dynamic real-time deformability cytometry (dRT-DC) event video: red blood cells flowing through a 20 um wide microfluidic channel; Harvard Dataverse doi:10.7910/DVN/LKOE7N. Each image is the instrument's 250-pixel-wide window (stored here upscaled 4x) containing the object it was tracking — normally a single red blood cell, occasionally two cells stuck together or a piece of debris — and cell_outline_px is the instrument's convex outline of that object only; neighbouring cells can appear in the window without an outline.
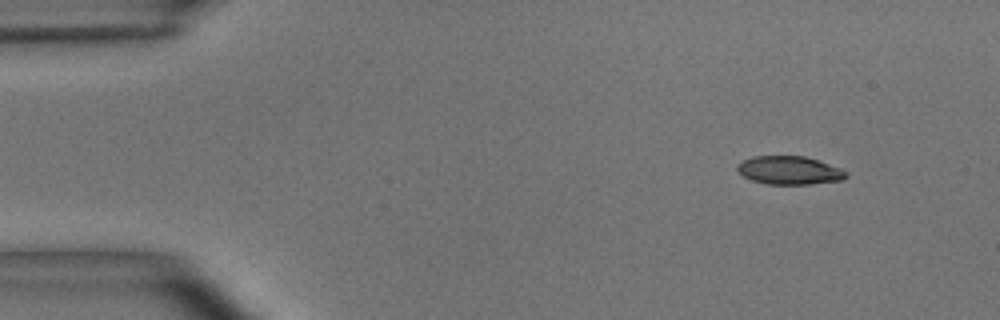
{"species": "common noctule bat (a hibernating species)", "species_latin": "Nyctalus noctula", "temperature_condition": "room temperature", "stored_images_in_passage": 4, "camera_frame_rate_fps": 3000, "um_per_image_px": 0.085, "animal": {"sex": "male", "body_mass_g": 15.6}, "frame": {"image": 1, "passage_image": 1, "time_ms": 0.0, "image_size_px": [1000, 320], "cell_outline_px": [[848, 176], [844, 180], [812, 184], [768, 184], [752, 180], [744, 176], [736, 168], [736, 164], [752, 156], [804, 156], [840, 168], [848, 172]], "centroid_in_image_um": [67.11, 14.48], "position_along_channel_um": 17.9, "area_um2": 17.92}}
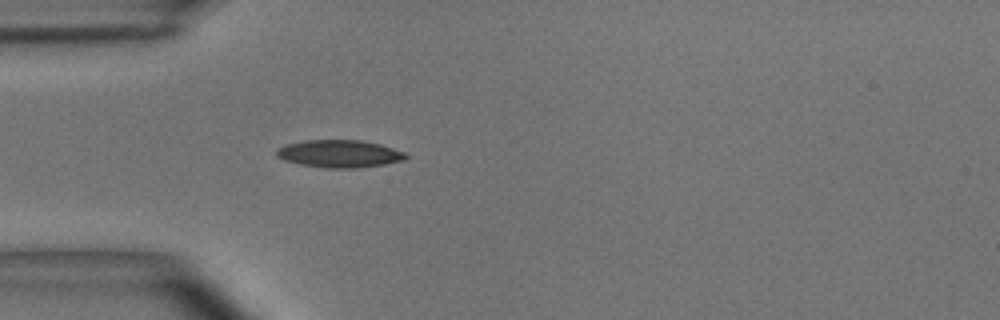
{"frame": {"image": 2, "passage_image": 4, "time_ms": 1.0, "image_size_px": [1000, 320], "cell_outline_px": [[408, 156], [404, 160], [384, 164], [356, 168], [324, 168], [300, 164], [284, 160], [276, 156], [276, 152], [280, 148], [288, 144], [304, 140], [360, 140], [380, 144], [404, 152]], "centroid_in_image_um": [28.86, 13.07], "position_along_channel_um": 56.1, "area_um2": 20.58}}